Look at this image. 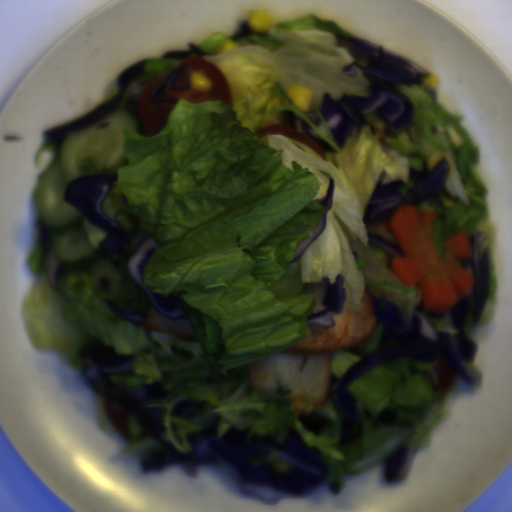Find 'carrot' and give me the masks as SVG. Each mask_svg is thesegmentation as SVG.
<instances>
[{
	"label": "carrot",
	"mask_w": 512,
	"mask_h": 512,
	"mask_svg": "<svg viewBox=\"0 0 512 512\" xmlns=\"http://www.w3.org/2000/svg\"><path fill=\"white\" fill-rule=\"evenodd\" d=\"M439 213L400 206L387 218V226L405 255L391 262L396 275L409 286L418 285L422 304L429 312H444L470 291L476 278L461 268L469 261L473 246L464 231L447 238L444 259L434 239Z\"/></svg>",
	"instance_id": "b8716197"
},
{
	"label": "carrot",
	"mask_w": 512,
	"mask_h": 512,
	"mask_svg": "<svg viewBox=\"0 0 512 512\" xmlns=\"http://www.w3.org/2000/svg\"><path fill=\"white\" fill-rule=\"evenodd\" d=\"M393 133H394V130H391L387 124L384 128V137H390V136H393Z\"/></svg>",
	"instance_id": "cead05ca"
},
{
	"label": "carrot",
	"mask_w": 512,
	"mask_h": 512,
	"mask_svg": "<svg viewBox=\"0 0 512 512\" xmlns=\"http://www.w3.org/2000/svg\"><path fill=\"white\" fill-rule=\"evenodd\" d=\"M373 129H374V132H375L374 135H376L377 137H379L381 139V131L378 130L377 128H373Z\"/></svg>",
	"instance_id": "1c9b5961"
}]
</instances>
